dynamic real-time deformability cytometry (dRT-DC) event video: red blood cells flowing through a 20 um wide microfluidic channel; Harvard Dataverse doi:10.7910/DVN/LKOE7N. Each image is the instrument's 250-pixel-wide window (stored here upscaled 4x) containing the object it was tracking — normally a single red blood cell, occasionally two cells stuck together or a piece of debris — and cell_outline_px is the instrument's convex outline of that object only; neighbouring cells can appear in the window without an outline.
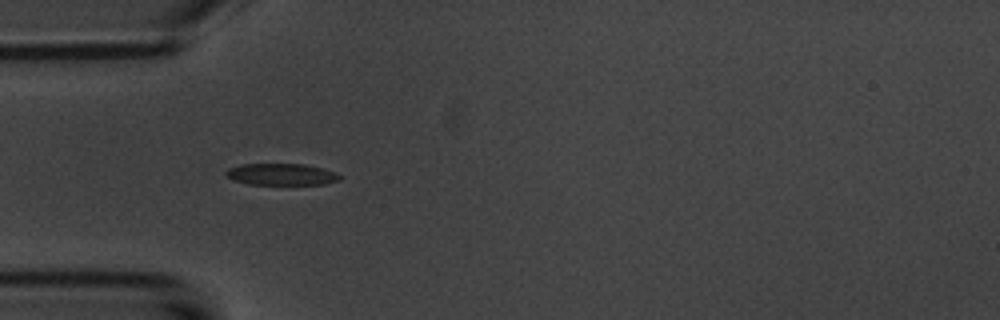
{"species": "common noctule bat (a hibernating species)", "species_latin": "Nyctalus noctula", "temperature_condition": "room temperature", "stored_images_in_passage": 3, "camera_frame_rate_fps": 3000, "um_per_image_px": 0.085, "animal": {"sex": "male", "body_mass_g": 20.1, "forearm_length_mm": 53.5}, "frame": {"image": 1, "passage_image": 1, "time_ms": 0.0, "image_size_px": [1000, 320], "cell_outline_px": [[340, 180], [324, 184], [248, 184], [232, 180], [224, 172], [228, 168], [240, 164], [304, 164], [336, 172], [340, 176]], "centroid_in_image_um": [23.88, 14.82], "position_along_channel_um": 61.1, "area_um2": 14.28}}
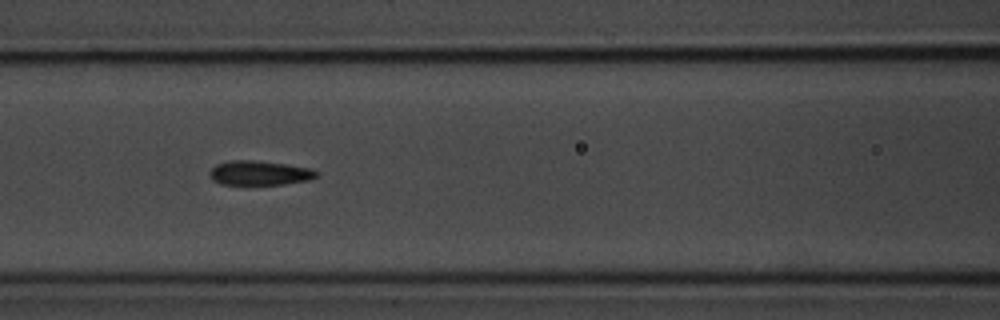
{"frame": {"image": 2, "passage_image": 3, "time_ms": 2.333, "image_size_px": [1000, 320], "cell_outline_px": [[320, 172], [316, 176], [308, 180], [284, 184], [220, 184], [212, 180], [208, 172], [216, 164], [228, 160], [256, 160], [288, 164], [312, 168]], "centroid_in_image_um": [22.05, 14.69], "position_along_channel_um": 144.5, "area_um2": 15.37}}